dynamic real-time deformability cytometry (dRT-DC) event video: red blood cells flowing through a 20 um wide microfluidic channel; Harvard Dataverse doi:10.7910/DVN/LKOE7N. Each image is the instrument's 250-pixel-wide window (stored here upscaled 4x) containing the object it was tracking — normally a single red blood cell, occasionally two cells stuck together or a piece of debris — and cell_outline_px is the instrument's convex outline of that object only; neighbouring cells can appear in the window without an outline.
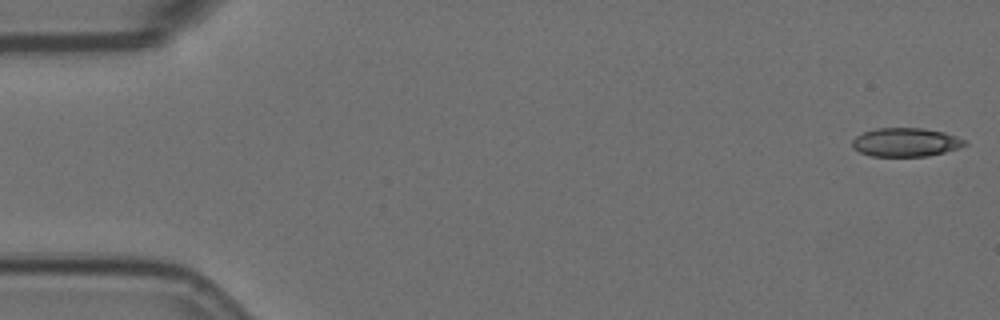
{"species": "Egyptian fruit bat (a non-hibernating species)", "species_latin": "Rousettus aegyptiacus", "temperature_condition": "room temperature", "stored_images_in_passage": 17, "camera_frame_rate_fps": 3000, "um_per_image_px": 0.085, "animal": {"sex": "female"}, "frame": {"image": 1, "passage_image": 1, "time_ms": 0.0, "image_size_px": [1000, 320], "cell_outline_px": [[968, 144], [960, 148], [928, 156], [872, 156], [860, 152], [852, 148], [852, 140], [856, 136], [864, 132], [876, 128], [920, 128], [944, 132], [956, 136], [964, 140]], "centroid_in_image_um": [76.98, 12.09], "position_along_channel_um": 8.0, "area_um2": 18.79}}
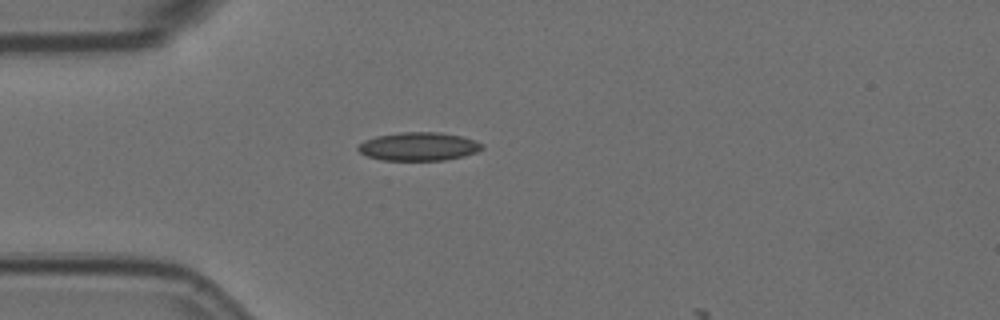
{"frame": {"image": 2, "passage_image": 15, "time_ms": 4.667, "image_size_px": [1000, 320], "cell_outline_px": [[484, 148], [476, 152], [464, 156], [444, 160], [380, 160], [368, 156], [360, 152], [356, 148], [364, 140], [376, 136], [400, 132], [440, 132], [460, 136], [476, 140], [484, 144]], "centroid_in_image_um": [35.6, 12.45], "position_along_channel_um": 49.4, "area_um2": 20.58}}